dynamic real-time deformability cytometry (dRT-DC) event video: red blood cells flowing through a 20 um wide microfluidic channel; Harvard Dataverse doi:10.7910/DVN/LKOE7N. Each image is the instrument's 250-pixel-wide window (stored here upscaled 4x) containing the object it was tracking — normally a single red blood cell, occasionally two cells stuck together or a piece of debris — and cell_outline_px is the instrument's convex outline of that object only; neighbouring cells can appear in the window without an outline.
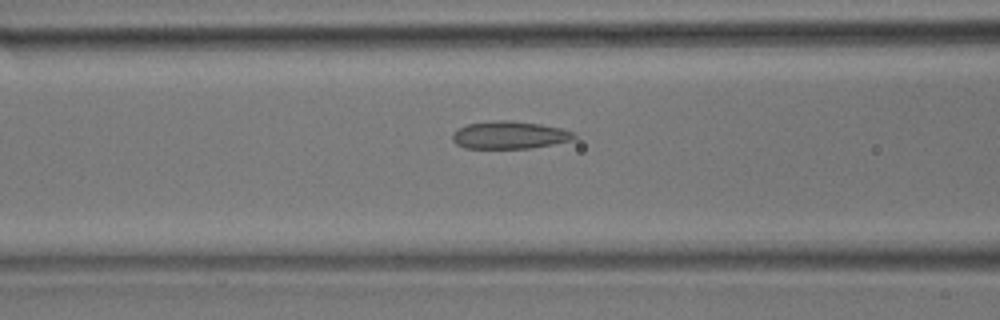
{"species": "common noctule bat (a hibernating species)", "species_latin": "Nyctalus noctula", "temperature_condition": "room temperature", "stored_images_in_passage": 9, "camera_frame_rate_fps": 3000, "um_per_image_px": 0.085, "animal": {"sex": "male", "body_mass_g": 17.9}, "frame": {"image": 1, "passage_image": 7, "time_ms": 2.0, "image_size_px": [1000, 320], "cell_outline_px": [[576, 136], [572, 140], [552, 144], [528, 148], [464, 148], [456, 144], [452, 140], [452, 132], [468, 124], [492, 120], [512, 120], [540, 124], [560, 128], [576, 132]], "centroid_in_image_um": [43.29, 11.47], "position_along_channel_um": 123.3, "area_um2": 19.59}}